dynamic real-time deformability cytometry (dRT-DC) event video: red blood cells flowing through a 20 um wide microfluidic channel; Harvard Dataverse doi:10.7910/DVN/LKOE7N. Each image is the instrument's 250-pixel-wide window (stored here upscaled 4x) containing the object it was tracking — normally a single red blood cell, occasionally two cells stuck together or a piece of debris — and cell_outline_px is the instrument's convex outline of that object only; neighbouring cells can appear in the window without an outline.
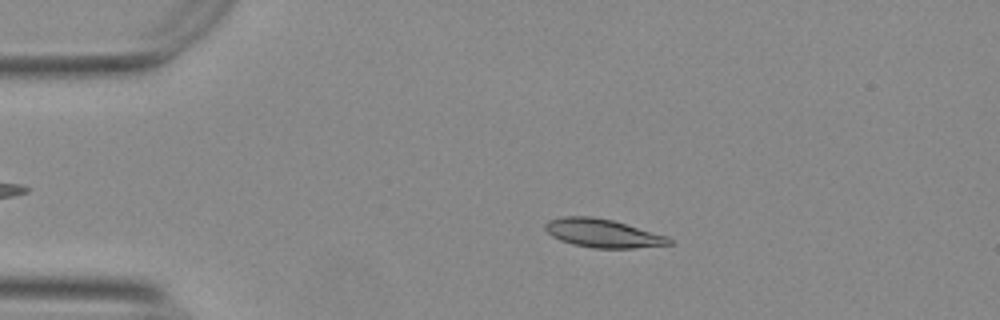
{"species": "Egyptian fruit bat (a non-hibernating species)", "species_latin": "Rousettus aegyptiacus", "temperature_condition": "warm", "stored_images_in_passage": 53, "camera_frame_rate_fps": 3000, "um_per_image_px": 0.085, "animal": {"sex": "female"}, "frame": {"image": 1, "passage_image": 10, "time_ms": 3.0, "image_size_px": [1000, 320], "cell_outline_px": [[672, 244], [632, 248], [592, 248], [572, 244], [560, 240], [552, 236], [544, 228], [544, 224], [548, 220], [564, 216], [592, 216], [612, 220], [668, 236], [672, 240]], "centroid_in_image_um": [51.21, 19.82], "position_along_channel_um": 33.8, "area_um2": 20.52}}
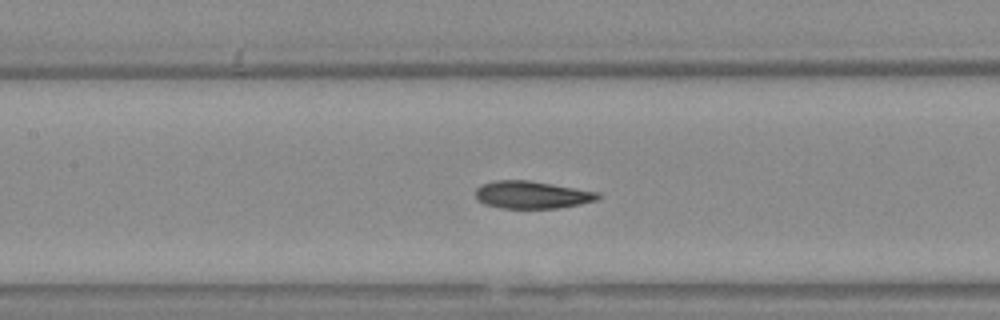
{"frame": {"image": 2, "passage_image": 24, "time_ms": 7.667, "image_size_px": [1000, 320], "cell_outline_px": [[600, 196], [596, 200], [580, 204], [556, 208], [500, 208], [484, 204], [476, 196], [476, 188], [480, 184], [496, 180], [528, 180], [600, 192]], "centroid_in_image_um": [45.2, 16.55], "position_along_channel_um": 162.2, "area_um2": 19.54}}
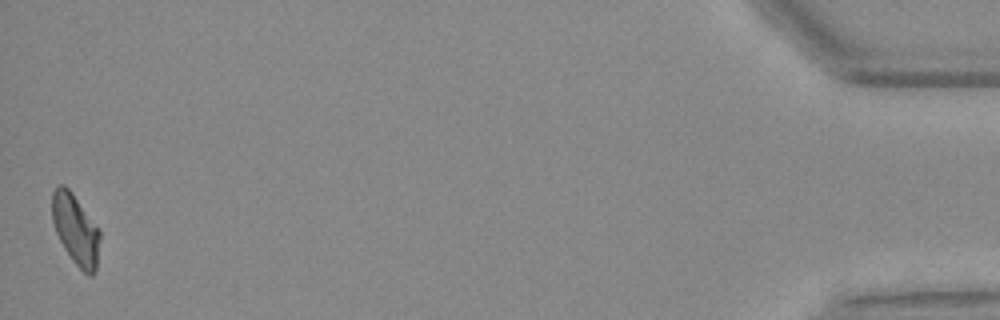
{"frame": {"image": 3, "passage_image": 53, "time_ms": 17.333, "image_size_px": [1000, 320], "cell_outline_px": [[100, 240], [96, 268], [92, 276], [88, 276], [72, 260], [64, 248], [56, 232], [52, 220], [52, 192], [60, 184], [64, 184], [72, 192], [100, 232]], "centroid_in_image_um": [6.41, 19.51], "position_along_channel_um": 428.8, "area_um2": 19.31}, "authors_computed_cell_mechanics": {"area_um2": 19.7676, "velocity_mm_per_s": 3.7359, "shape_relaxation_time_tau1_ms": 5.2397, "shape_relaxation_time_tau2_ms": 2.4213, "deformation_change_tau1": 0.1867, "deformation_change_tau2": 0.0909}}